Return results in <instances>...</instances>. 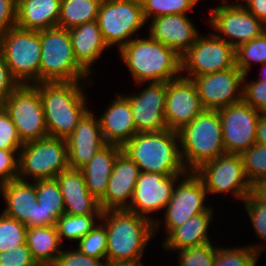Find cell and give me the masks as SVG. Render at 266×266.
Segmentation results:
<instances>
[{"instance_id":"cell-38","label":"cell","mask_w":266,"mask_h":266,"mask_svg":"<svg viewBox=\"0 0 266 266\" xmlns=\"http://www.w3.org/2000/svg\"><path fill=\"white\" fill-rule=\"evenodd\" d=\"M78 249L84 255L106 262L107 231L105 225L100 221L76 243Z\"/></svg>"},{"instance_id":"cell-41","label":"cell","mask_w":266,"mask_h":266,"mask_svg":"<svg viewBox=\"0 0 266 266\" xmlns=\"http://www.w3.org/2000/svg\"><path fill=\"white\" fill-rule=\"evenodd\" d=\"M240 156L246 179L250 184L257 178L266 176V145L255 143Z\"/></svg>"},{"instance_id":"cell-14","label":"cell","mask_w":266,"mask_h":266,"mask_svg":"<svg viewBox=\"0 0 266 266\" xmlns=\"http://www.w3.org/2000/svg\"><path fill=\"white\" fill-rule=\"evenodd\" d=\"M195 173L201 178L208 196L223 194L241 200L250 194L240 154L225 153L201 165Z\"/></svg>"},{"instance_id":"cell-15","label":"cell","mask_w":266,"mask_h":266,"mask_svg":"<svg viewBox=\"0 0 266 266\" xmlns=\"http://www.w3.org/2000/svg\"><path fill=\"white\" fill-rule=\"evenodd\" d=\"M226 153L241 154L256 143L257 123L262 114L243 100L218 110Z\"/></svg>"},{"instance_id":"cell-46","label":"cell","mask_w":266,"mask_h":266,"mask_svg":"<svg viewBox=\"0 0 266 266\" xmlns=\"http://www.w3.org/2000/svg\"><path fill=\"white\" fill-rule=\"evenodd\" d=\"M35 263L26 243L0 252V266H33Z\"/></svg>"},{"instance_id":"cell-52","label":"cell","mask_w":266,"mask_h":266,"mask_svg":"<svg viewBox=\"0 0 266 266\" xmlns=\"http://www.w3.org/2000/svg\"><path fill=\"white\" fill-rule=\"evenodd\" d=\"M260 66H261V69L259 70L260 71L259 72L260 73L259 76H261V77H258L257 80L266 81V63L261 64Z\"/></svg>"},{"instance_id":"cell-7","label":"cell","mask_w":266,"mask_h":266,"mask_svg":"<svg viewBox=\"0 0 266 266\" xmlns=\"http://www.w3.org/2000/svg\"><path fill=\"white\" fill-rule=\"evenodd\" d=\"M68 167V146L63 138L29 141L19 151L18 179L23 181L56 178Z\"/></svg>"},{"instance_id":"cell-9","label":"cell","mask_w":266,"mask_h":266,"mask_svg":"<svg viewBox=\"0 0 266 266\" xmlns=\"http://www.w3.org/2000/svg\"><path fill=\"white\" fill-rule=\"evenodd\" d=\"M97 23L109 48L119 50L148 24L141 0H103ZM139 32V33H138Z\"/></svg>"},{"instance_id":"cell-36","label":"cell","mask_w":266,"mask_h":266,"mask_svg":"<svg viewBox=\"0 0 266 266\" xmlns=\"http://www.w3.org/2000/svg\"><path fill=\"white\" fill-rule=\"evenodd\" d=\"M218 245L213 266H256L258 262L260 255L249 245L236 244L231 248Z\"/></svg>"},{"instance_id":"cell-24","label":"cell","mask_w":266,"mask_h":266,"mask_svg":"<svg viewBox=\"0 0 266 266\" xmlns=\"http://www.w3.org/2000/svg\"><path fill=\"white\" fill-rule=\"evenodd\" d=\"M109 103L98 117L102 135L106 144L123 147L137 133L130 102L117 93Z\"/></svg>"},{"instance_id":"cell-19","label":"cell","mask_w":266,"mask_h":266,"mask_svg":"<svg viewBox=\"0 0 266 266\" xmlns=\"http://www.w3.org/2000/svg\"><path fill=\"white\" fill-rule=\"evenodd\" d=\"M203 110L193 80L180 76L166 82L165 121L169 130L180 131Z\"/></svg>"},{"instance_id":"cell-53","label":"cell","mask_w":266,"mask_h":266,"mask_svg":"<svg viewBox=\"0 0 266 266\" xmlns=\"http://www.w3.org/2000/svg\"><path fill=\"white\" fill-rule=\"evenodd\" d=\"M33 266H54V265L45 264V263H35Z\"/></svg>"},{"instance_id":"cell-12","label":"cell","mask_w":266,"mask_h":266,"mask_svg":"<svg viewBox=\"0 0 266 266\" xmlns=\"http://www.w3.org/2000/svg\"><path fill=\"white\" fill-rule=\"evenodd\" d=\"M220 2L215 7L209 8V16L206 18L209 28L217 37L223 39L235 49L266 31V26L250 13L241 3Z\"/></svg>"},{"instance_id":"cell-28","label":"cell","mask_w":266,"mask_h":266,"mask_svg":"<svg viewBox=\"0 0 266 266\" xmlns=\"http://www.w3.org/2000/svg\"><path fill=\"white\" fill-rule=\"evenodd\" d=\"M61 0H17V24L25 30L57 27Z\"/></svg>"},{"instance_id":"cell-5","label":"cell","mask_w":266,"mask_h":266,"mask_svg":"<svg viewBox=\"0 0 266 266\" xmlns=\"http://www.w3.org/2000/svg\"><path fill=\"white\" fill-rule=\"evenodd\" d=\"M178 134L181 159L187 171H196L201 165L226 153L218 110L204 109Z\"/></svg>"},{"instance_id":"cell-44","label":"cell","mask_w":266,"mask_h":266,"mask_svg":"<svg viewBox=\"0 0 266 266\" xmlns=\"http://www.w3.org/2000/svg\"><path fill=\"white\" fill-rule=\"evenodd\" d=\"M54 266H106V262L89 257L78 249H65L64 246Z\"/></svg>"},{"instance_id":"cell-49","label":"cell","mask_w":266,"mask_h":266,"mask_svg":"<svg viewBox=\"0 0 266 266\" xmlns=\"http://www.w3.org/2000/svg\"><path fill=\"white\" fill-rule=\"evenodd\" d=\"M240 3L266 26V0H241Z\"/></svg>"},{"instance_id":"cell-27","label":"cell","mask_w":266,"mask_h":266,"mask_svg":"<svg viewBox=\"0 0 266 266\" xmlns=\"http://www.w3.org/2000/svg\"><path fill=\"white\" fill-rule=\"evenodd\" d=\"M214 206L205 212L194 215L183 225L174 228L165 238L162 239V247L166 251H177L187 247L199 246L211 243L210 224L214 219Z\"/></svg>"},{"instance_id":"cell-54","label":"cell","mask_w":266,"mask_h":266,"mask_svg":"<svg viewBox=\"0 0 266 266\" xmlns=\"http://www.w3.org/2000/svg\"><path fill=\"white\" fill-rule=\"evenodd\" d=\"M106 266H146V265H111V264H106Z\"/></svg>"},{"instance_id":"cell-1","label":"cell","mask_w":266,"mask_h":266,"mask_svg":"<svg viewBox=\"0 0 266 266\" xmlns=\"http://www.w3.org/2000/svg\"><path fill=\"white\" fill-rule=\"evenodd\" d=\"M107 231L106 264L145 265L143 256L154 236V222L126 209L102 211Z\"/></svg>"},{"instance_id":"cell-45","label":"cell","mask_w":266,"mask_h":266,"mask_svg":"<svg viewBox=\"0 0 266 266\" xmlns=\"http://www.w3.org/2000/svg\"><path fill=\"white\" fill-rule=\"evenodd\" d=\"M19 151L0 149V185L18 179Z\"/></svg>"},{"instance_id":"cell-30","label":"cell","mask_w":266,"mask_h":266,"mask_svg":"<svg viewBox=\"0 0 266 266\" xmlns=\"http://www.w3.org/2000/svg\"><path fill=\"white\" fill-rule=\"evenodd\" d=\"M26 244L36 263L50 265H54L63 248L58 237L56 226L27 228Z\"/></svg>"},{"instance_id":"cell-18","label":"cell","mask_w":266,"mask_h":266,"mask_svg":"<svg viewBox=\"0 0 266 266\" xmlns=\"http://www.w3.org/2000/svg\"><path fill=\"white\" fill-rule=\"evenodd\" d=\"M243 76L235 65L224 71L192 79L203 108L219 110L242 101Z\"/></svg>"},{"instance_id":"cell-51","label":"cell","mask_w":266,"mask_h":266,"mask_svg":"<svg viewBox=\"0 0 266 266\" xmlns=\"http://www.w3.org/2000/svg\"><path fill=\"white\" fill-rule=\"evenodd\" d=\"M256 143L266 145V113H262L257 123Z\"/></svg>"},{"instance_id":"cell-20","label":"cell","mask_w":266,"mask_h":266,"mask_svg":"<svg viewBox=\"0 0 266 266\" xmlns=\"http://www.w3.org/2000/svg\"><path fill=\"white\" fill-rule=\"evenodd\" d=\"M139 167L121 151L108 180L107 191L99 200L102 211L127 209L132 201Z\"/></svg>"},{"instance_id":"cell-33","label":"cell","mask_w":266,"mask_h":266,"mask_svg":"<svg viewBox=\"0 0 266 266\" xmlns=\"http://www.w3.org/2000/svg\"><path fill=\"white\" fill-rule=\"evenodd\" d=\"M101 215L102 214H62L56 222V229L61 244L63 246L65 245L64 240L77 243L100 222Z\"/></svg>"},{"instance_id":"cell-37","label":"cell","mask_w":266,"mask_h":266,"mask_svg":"<svg viewBox=\"0 0 266 266\" xmlns=\"http://www.w3.org/2000/svg\"><path fill=\"white\" fill-rule=\"evenodd\" d=\"M146 21L165 15H188L193 11L196 2L194 0H141Z\"/></svg>"},{"instance_id":"cell-31","label":"cell","mask_w":266,"mask_h":266,"mask_svg":"<svg viewBox=\"0 0 266 266\" xmlns=\"http://www.w3.org/2000/svg\"><path fill=\"white\" fill-rule=\"evenodd\" d=\"M40 226H56L65 213L62 192L56 178L36 180Z\"/></svg>"},{"instance_id":"cell-8","label":"cell","mask_w":266,"mask_h":266,"mask_svg":"<svg viewBox=\"0 0 266 266\" xmlns=\"http://www.w3.org/2000/svg\"><path fill=\"white\" fill-rule=\"evenodd\" d=\"M0 52L12 77L19 84L39 83L41 61L39 31L12 27L0 38Z\"/></svg>"},{"instance_id":"cell-48","label":"cell","mask_w":266,"mask_h":266,"mask_svg":"<svg viewBox=\"0 0 266 266\" xmlns=\"http://www.w3.org/2000/svg\"><path fill=\"white\" fill-rule=\"evenodd\" d=\"M19 83L12 77L3 54L0 52V104H2Z\"/></svg>"},{"instance_id":"cell-2","label":"cell","mask_w":266,"mask_h":266,"mask_svg":"<svg viewBox=\"0 0 266 266\" xmlns=\"http://www.w3.org/2000/svg\"><path fill=\"white\" fill-rule=\"evenodd\" d=\"M93 81L35 83L39 91L48 135L66 139L91 109L85 92ZM92 84V85H91Z\"/></svg>"},{"instance_id":"cell-16","label":"cell","mask_w":266,"mask_h":266,"mask_svg":"<svg viewBox=\"0 0 266 266\" xmlns=\"http://www.w3.org/2000/svg\"><path fill=\"white\" fill-rule=\"evenodd\" d=\"M181 176H165L159 172H140L132 201L126 210L155 222L157 218L153 214H157L158 211H161V214L164 212L172 198L174 187Z\"/></svg>"},{"instance_id":"cell-6","label":"cell","mask_w":266,"mask_h":266,"mask_svg":"<svg viewBox=\"0 0 266 266\" xmlns=\"http://www.w3.org/2000/svg\"><path fill=\"white\" fill-rule=\"evenodd\" d=\"M39 32L41 41L39 83L94 81L77 62L67 29L53 27Z\"/></svg>"},{"instance_id":"cell-21","label":"cell","mask_w":266,"mask_h":266,"mask_svg":"<svg viewBox=\"0 0 266 266\" xmlns=\"http://www.w3.org/2000/svg\"><path fill=\"white\" fill-rule=\"evenodd\" d=\"M151 21V22H150ZM148 34L183 56L201 34L188 15L175 14L149 20Z\"/></svg>"},{"instance_id":"cell-40","label":"cell","mask_w":266,"mask_h":266,"mask_svg":"<svg viewBox=\"0 0 266 266\" xmlns=\"http://www.w3.org/2000/svg\"><path fill=\"white\" fill-rule=\"evenodd\" d=\"M214 244L211 242L174 251L178 253L176 266H213L217 247Z\"/></svg>"},{"instance_id":"cell-3","label":"cell","mask_w":266,"mask_h":266,"mask_svg":"<svg viewBox=\"0 0 266 266\" xmlns=\"http://www.w3.org/2000/svg\"><path fill=\"white\" fill-rule=\"evenodd\" d=\"M118 53L134 84L168 82L182 76L181 56L147 33L133 38Z\"/></svg>"},{"instance_id":"cell-50","label":"cell","mask_w":266,"mask_h":266,"mask_svg":"<svg viewBox=\"0 0 266 266\" xmlns=\"http://www.w3.org/2000/svg\"><path fill=\"white\" fill-rule=\"evenodd\" d=\"M250 194L254 198L266 202V176L257 178L250 184Z\"/></svg>"},{"instance_id":"cell-39","label":"cell","mask_w":266,"mask_h":266,"mask_svg":"<svg viewBox=\"0 0 266 266\" xmlns=\"http://www.w3.org/2000/svg\"><path fill=\"white\" fill-rule=\"evenodd\" d=\"M27 226L0 213V252L26 243Z\"/></svg>"},{"instance_id":"cell-47","label":"cell","mask_w":266,"mask_h":266,"mask_svg":"<svg viewBox=\"0 0 266 266\" xmlns=\"http://www.w3.org/2000/svg\"><path fill=\"white\" fill-rule=\"evenodd\" d=\"M17 24V0H0V38Z\"/></svg>"},{"instance_id":"cell-29","label":"cell","mask_w":266,"mask_h":266,"mask_svg":"<svg viewBox=\"0 0 266 266\" xmlns=\"http://www.w3.org/2000/svg\"><path fill=\"white\" fill-rule=\"evenodd\" d=\"M121 151V146L106 144L81 168L87 189L97 200H100L107 191L114 162Z\"/></svg>"},{"instance_id":"cell-13","label":"cell","mask_w":266,"mask_h":266,"mask_svg":"<svg viewBox=\"0 0 266 266\" xmlns=\"http://www.w3.org/2000/svg\"><path fill=\"white\" fill-rule=\"evenodd\" d=\"M200 34L181 56L182 76L188 79L224 71L236 65L235 48L213 32Z\"/></svg>"},{"instance_id":"cell-32","label":"cell","mask_w":266,"mask_h":266,"mask_svg":"<svg viewBox=\"0 0 266 266\" xmlns=\"http://www.w3.org/2000/svg\"><path fill=\"white\" fill-rule=\"evenodd\" d=\"M103 0H61L57 27L67 30L97 20Z\"/></svg>"},{"instance_id":"cell-55","label":"cell","mask_w":266,"mask_h":266,"mask_svg":"<svg viewBox=\"0 0 266 266\" xmlns=\"http://www.w3.org/2000/svg\"><path fill=\"white\" fill-rule=\"evenodd\" d=\"M196 3H198L200 0H194ZM220 1V0H219ZM226 0H221V3L222 2H225Z\"/></svg>"},{"instance_id":"cell-26","label":"cell","mask_w":266,"mask_h":266,"mask_svg":"<svg viewBox=\"0 0 266 266\" xmlns=\"http://www.w3.org/2000/svg\"><path fill=\"white\" fill-rule=\"evenodd\" d=\"M68 32L77 62L90 75L94 74L96 70L92 67L96 66L103 53L110 49L103 39L97 21L73 27Z\"/></svg>"},{"instance_id":"cell-4","label":"cell","mask_w":266,"mask_h":266,"mask_svg":"<svg viewBox=\"0 0 266 266\" xmlns=\"http://www.w3.org/2000/svg\"><path fill=\"white\" fill-rule=\"evenodd\" d=\"M122 151L134 161L140 172H159L165 176L187 172L180 153V138L176 131L136 133Z\"/></svg>"},{"instance_id":"cell-17","label":"cell","mask_w":266,"mask_h":266,"mask_svg":"<svg viewBox=\"0 0 266 266\" xmlns=\"http://www.w3.org/2000/svg\"><path fill=\"white\" fill-rule=\"evenodd\" d=\"M135 94H123L130 102L137 133L160 132L167 128L165 121L166 82L139 83L146 85Z\"/></svg>"},{"instance_id":"cell-22","label":"cell","mask_w":266,"mask_h":266,"mask_svg":"<svg viewBox=\"0 0 266 266\" xmlns=\"http://www.w3.org/2000/svg\"><path fill=\"white\" fill-rule=\"evenodd\" d=\"M5 202L4 215L24 223L28 228L40 226L36 181L12 180L0 185Z\"/></svg>"},{"instance_id":"cell-34","label":"cell","mask_w":266,"mask_h":266,"mask_svg":"<svg viewBox=\"0 0 266 266\" xmlns=\"http://www.w3.org/2000/svg\"><path fill=\"white\" fill-rule=\"evenodd\" d=\"M235 57L236 67L243 74H250L254 64L261 65L266 63V31L259 37L236 48Z\"/></svg>"},{"instance_id":"cell-43","label":"cell","mask_w":266,"mask_h":266,"mask_svg":"<svg viewBox=\"0 0 266 266\" xmlns=\"http://www.w3.org/2000/svg\"><path fill=\"white\" fill-rule=\"evenodd\" d=\"M24 143L7 112L0 107V149L20 150Z\"/></svg>"},{"instance_id":"cell-42","label":"cell","mask_w":266,"mask_h":266,"mask_svg":"<svg viewBox=\"0 0 266 266\" xmlns=\"http://www.w3.org/2000/svg\"><path fill=\"white\" fill-rule=\"evenodd\" d=\"M243 76L242 100L261 113H266V81L248 80Z\"/></svg>"},{"instance_id":"cell-25","label":"cell","mask_w":266,"mask_h":266,"mask_svg":"<svg viewBox=\"0 0 266 266\" xmlns=\"http://www.w3.org/2000/svg\"><path fill=\"white\" fill-rule=\"evenodd\" d=\"M69 215L102 214L97 200L87 189L81 169L68 167L56 176Z\"/></svg>"},{"instance_id":"cell-11","label":"cell","mask_w":266,"mask_h":266,"mask_svg":"<svg viewBox=\"0 0 266 266\" xmlns=\"http://www.w3.org/2000/svg\"><path fill=\"white\" fill-rule=\"evenodd\" d=\"M1 106L10 116L23 143L49 136L36 84H19Z\"/></svg>"},{"instance_id":"cell-23","label":"cell","mask_w":266,"mask_h":266,"mask_svg":"<svg viewBox=\"0 0 266 266\" xmlns=\"http://www.w3.org/2000/svg\"><path fill=\"white\" fill-rule=\"evenodd\" d=\"M95 114L89 110L66 138L70 168H83L106 145Z\"/></svg>"},{"instance_id":"cell-35","label":"cell","mask_w":266,"mask_h":266,"mask_svg":"<svg viewBox=\"0 0 266 266\" xmlns=\"http://www.w3.org/2000/svg\"><path fill=\"white\" fill-rule=\"evenodd\" d=\"M242 203L245 212H247L248 220H250V224L253 227V233L259 241L262 240L261 243L249 246L261 255L266 249V202L249 194Z\"/></svg>"},{"instance_id":"cell-10","label":"cell","mask_w":266,"mask_h":266,"mask_svg":"<svg viewBox=\"0 0 266 266\" xmlns=\"http://www.w3.org/2000/svg\"><path fill=\"white\" fill-rule=\"evenodd\" d=\"M208 193L204 187L201 178L195 171H187L177 181L172 198L168 202L162 219L154 222V236L161 227L164 228L163 239L174 229L183 225L194 215L205 212L211 205H208ZM164 221H161L163 220ZM163 222V223H161ZM164 226H161V225ZM161 226V227H160Z\"/></svg>"}]
</instances>
